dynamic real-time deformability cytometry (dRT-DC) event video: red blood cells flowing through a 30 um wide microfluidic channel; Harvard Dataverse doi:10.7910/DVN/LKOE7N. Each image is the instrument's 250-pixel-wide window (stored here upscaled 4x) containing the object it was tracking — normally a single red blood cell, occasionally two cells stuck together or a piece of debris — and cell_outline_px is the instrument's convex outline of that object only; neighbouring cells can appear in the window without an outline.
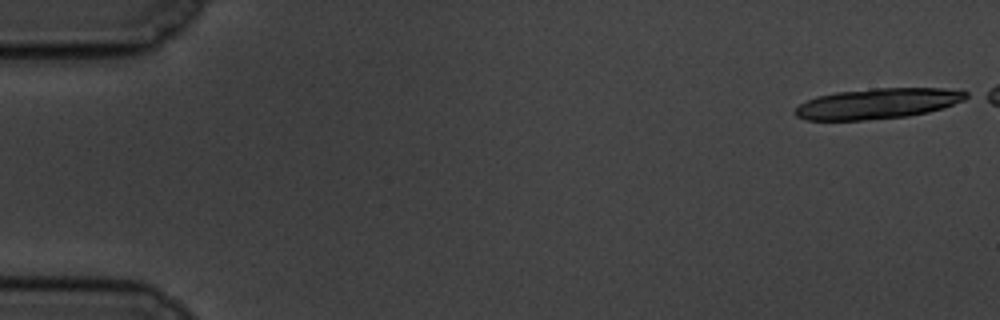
{"species": "common noctule bat (a hibernating species)", "species_latin": "Nyctalus noctula", "temperature_condition": "cold", "stored_images_in_passage": 20, "camera_frame_rate_fps": 3000, "um_per_image_px": 0.085, "animal": {"sex": "male", "body_mass_g": 19.5, "forearm_length_mm": 54.6}, "frame": {"image": 1, "passage_image": 1, "time_ms": 0.0, "image_size_px": [1000, 320], "cell_outline_px": [[972, 96], [964, 100], [928, 112], [908, 116], [864, 120], [804, 120], [796, 116], [792, 112], [800, 104], [816, 96], [836, 92], [872, 88], [944, 88], [968, 92]], "centroid_in_image_um": [74.59, 8.8], "position_along_channel_um": 10.4, "area_um2": 30.46}}